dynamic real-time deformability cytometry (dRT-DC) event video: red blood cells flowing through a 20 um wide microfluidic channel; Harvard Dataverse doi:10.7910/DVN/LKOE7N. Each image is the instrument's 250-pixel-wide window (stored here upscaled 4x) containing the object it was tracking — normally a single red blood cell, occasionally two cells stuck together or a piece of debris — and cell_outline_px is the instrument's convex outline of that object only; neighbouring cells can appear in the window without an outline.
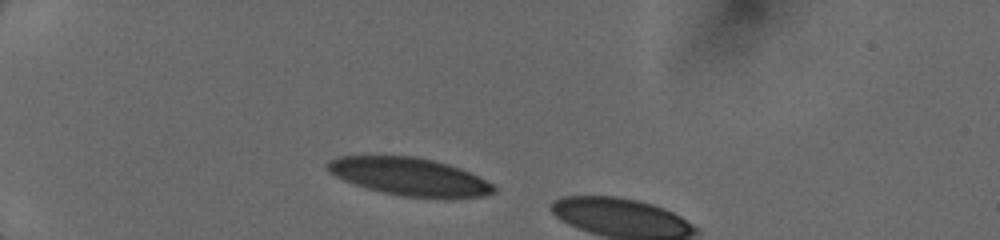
{"species": "human", "species_latin": "Homo sapiens", "temperature_condition": "cold", "stored_images_in_passage": 4, "camera_frame_rate_fps": 3000, "um_per_image_px": 0.085, "donor": {"sex": "female"}, "frame": {"image": 1, "passage_image": 1, "time_ms": 0.0, "image_size_px": [1000, 240], "cell_outline_px": [[496, 192], [484, 196], [448, 200], [444, 200], [400, 196], [368, 188], [344, 180], [328, 172], [324, 164], [328, 160], [340, 156], [416, 156], [448, 164], [460, 168], [492, 184], [496, 188]], "centroid_in_image_um": [34.83, 15.04], "position_along_channel_um": 50.2, "area_um2": 37.05}}